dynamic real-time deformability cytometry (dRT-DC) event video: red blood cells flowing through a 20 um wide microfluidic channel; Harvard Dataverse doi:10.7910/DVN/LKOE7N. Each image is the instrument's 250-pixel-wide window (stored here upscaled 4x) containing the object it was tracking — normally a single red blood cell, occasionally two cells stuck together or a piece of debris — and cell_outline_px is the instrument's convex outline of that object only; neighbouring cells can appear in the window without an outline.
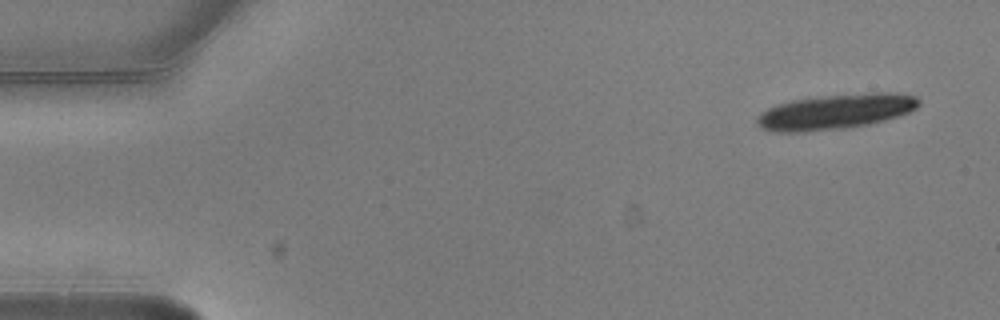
{"species": "common noctule bat (a hibernating species)", "species_latin": "Nyctalus noctula", "temperature_condition": "warm", "stored_images_in_passage": 10, "camera_frame_rate_fps": 3000, "um_per_image_px": 0.085, "animal": {"sex": "male", "body_mass_g": 20.5, "forearm_length_mm": 52.5}, "frame": {"image": 1, "passage_image": 1, "time_ms": 0.0, "image_size_px": [1000, 320], "cell_outline_px": [[920, 104], [916, 108], [908, 112], [884, 120], [868, 124], [844, 128], [804, 132], [772, 132], [760, 128], [756, 124], [756, 116], [760, 112], [776, 104], [792, 100], [824, 96], [872, 92], [896, 92], [916, 96], [920, 100]], "centroid_in_image_um": [70.98, 9.49], "position_along_channel_um": 14.0, "area_um2": 33.29}}
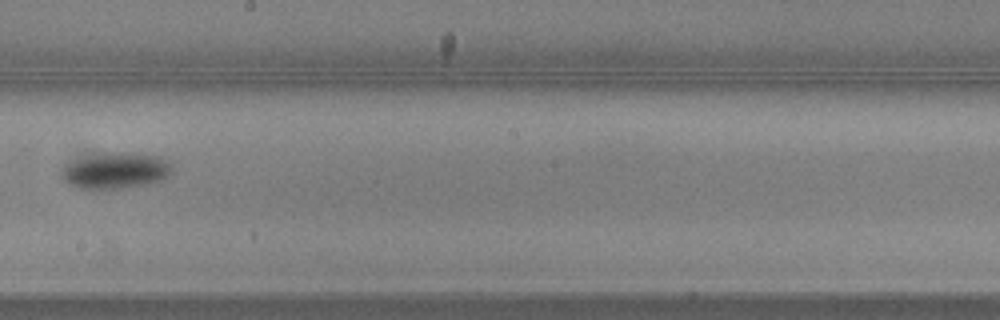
{"frame": {"image": 2, "passage_image": 9, "time_ms": 2.667, "image_size_px": [1000, 320], "cell_outline_px": [[172, 172], [164, 180], [104, 192], [84, 192], [68, 184], [64, 180], [64, 168], [72, 160], [112, 152], [124, 152], [160, 156], [168, 160], [172, 164]], "centroid_in_image_um": [9.84, 14.57], "position_along_channel_um": 238.4, "area_um2": 23.93}}
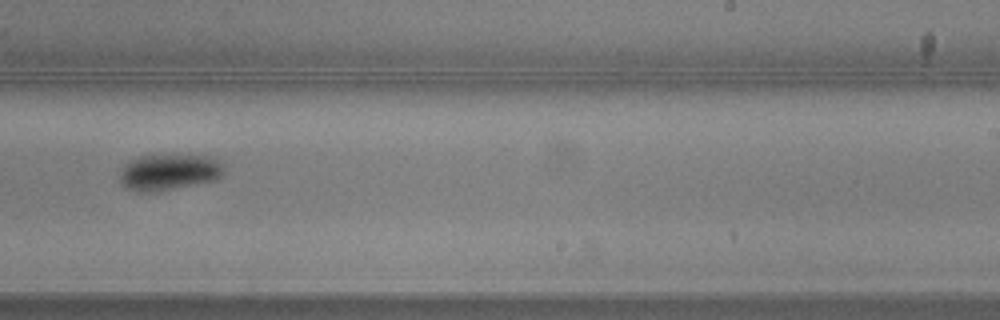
{"frame": {"image": 3, "passage_image": 10, "time_ms": 3.0, "image_size_px": [1000, 320], "cell_outline_px": [[224, 172], [220, 176], [212, 180], [160, 192], [136, 192], [120, 184], [120, 168], [124, 164], [140, 156], [212, 156], [220, 160], [224, 168]], "centroid_in_image_um": [14.33, 14.65], "position_along_channel_um": 274.7, "area_um2": 21.91}}